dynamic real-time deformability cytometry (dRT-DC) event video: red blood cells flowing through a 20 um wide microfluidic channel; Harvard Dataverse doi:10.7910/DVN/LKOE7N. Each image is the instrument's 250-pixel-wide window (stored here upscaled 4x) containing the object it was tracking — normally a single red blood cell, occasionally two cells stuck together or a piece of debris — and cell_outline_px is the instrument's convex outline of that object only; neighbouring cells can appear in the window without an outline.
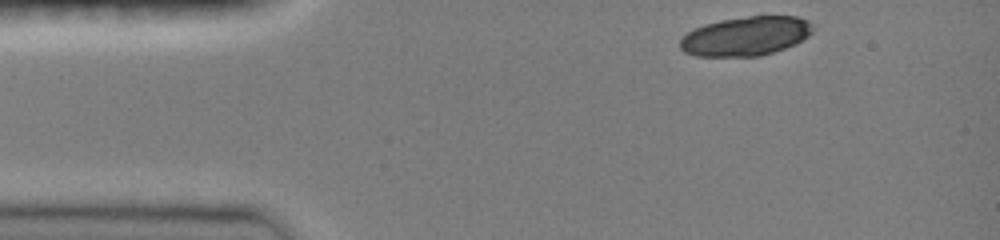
{"species": "common noctule bat (a hibernating species)", "species_latin": "Nyctalus noctula", "temperature_condition": "room temperature", "stored_images_in_passage": 35, "camera_frame_rate_fps": 3000, "um_per_image_px": 0.085, "animal": {"sex": "female", "body_mass_g": 19.0, "forearm_length_mm": 51.5}, "frame": {"image": 1, "passage_image": 1, "time_ms": 0.0, "image_size_px": [1000, 240], "cell_outline_px": [[816, 28], [808, 36], [796, 44], [760, 56], [696, 56], [684, 52], [680, 48], [680, 40], [692, 28], [704, 24], [720, 20], [748, 16], [796, 16], [808, 20]], "centroid_in_image_um": [63.4, 3.06], "position_along_channel_um": 21.6, "area_um2": 30.46}}